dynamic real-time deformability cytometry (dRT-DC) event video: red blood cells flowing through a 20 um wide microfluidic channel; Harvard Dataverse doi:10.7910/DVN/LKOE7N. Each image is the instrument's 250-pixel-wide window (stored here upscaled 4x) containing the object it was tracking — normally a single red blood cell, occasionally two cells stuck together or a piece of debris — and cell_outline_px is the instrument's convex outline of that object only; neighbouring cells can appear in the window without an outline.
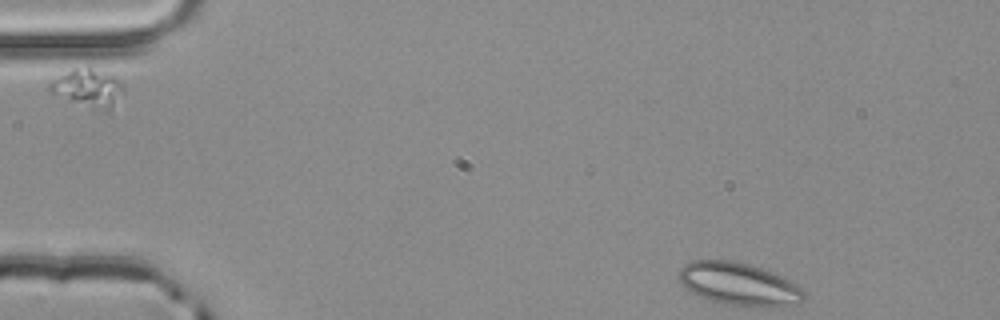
{"species": "common noctule bat (a hibernating species)", "species_latin": "Nyctalus noctula", "temperature_condition": "room temperature", "stored_images_in_passage": 1, "camera_frame_rate_fps": 3000, "um_per_image_px": 0.085, "animal": {"sex": "male", "body_mass_g": 20.4}, "frame": {"image": 1, "passage_image": 1, "time_ms": 0.0, "image_size_px": [1000, 320], "cell_outline_px": [[124, 96], [112, 112], [108, 112], [48, 92], [48, 84], [52, 80], [72, 68], [88, 64], [92, 64], [116, 76], [124, 84]], "centroid_in_image_um": [7.6, 7.42], "position_along_channel_um": 77.4, "area_um2": 17.17}}